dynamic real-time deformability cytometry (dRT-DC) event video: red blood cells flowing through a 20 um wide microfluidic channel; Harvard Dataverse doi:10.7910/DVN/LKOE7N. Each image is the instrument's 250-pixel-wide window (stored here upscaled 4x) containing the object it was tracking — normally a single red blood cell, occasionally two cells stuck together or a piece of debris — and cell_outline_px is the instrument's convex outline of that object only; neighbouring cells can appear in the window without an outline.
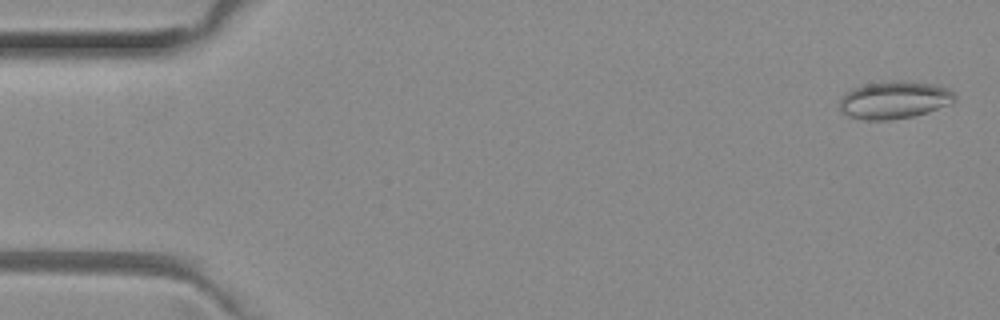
{"species": "common noctule bat (a hibernating species)", "species_latin": "Nyctalus noctula", "temperature_condition": "room temperature", "stored_images_in_passage": 52, "camera_frame_rate_fps": 3000, "um_per_image_px": 0.085, "animal": {"sex": "female", "body_mass_g": 29.2, "forearm_length_mm": 56.3}, "frame": {"image": 1, "passage_image": 2, "time_ms": 0.333, "image_size_px": [1000, 320], "cell_outline_px": [[956, 100], [952, 104], [928, 112], [912, 116], [888, 120], [864, 120], [848, 116], [840, 112], [840, 100], [844, 92], [852, 88], [868, 84], [896, 80], [932, 84], [948, 88], [956, 96]], "centroid_in_image_um": [76.0, 8.51], "position_along_channel_um": 9.0, "area_um2": 25.26}}
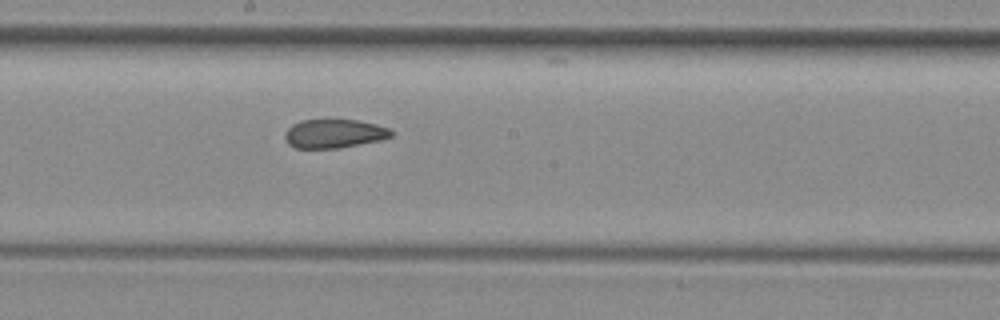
{"frame": {"image": 2, "passage_image": 28, "time_ms": 9.0, "image_size_px": [1000, 320], "cell_outline_px": [[392, 136], [380, 140], [340, 148], [296, 148], [288, 144], [284, 136], [284, 132], [292, 124], [300, 120], [328, 116], [356, 120], [376, 124], [388, 128], [392, 132]], "centroid_in_image_um": [28.34, 11.3], "position_along_channel_um": 219.9, "area_um2": 18.61}}
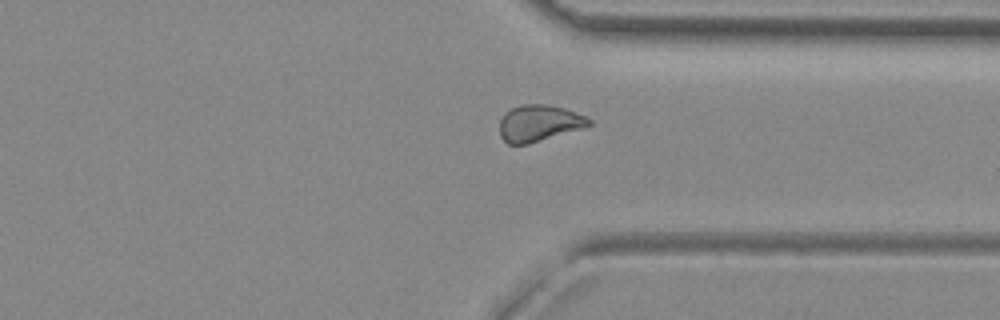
{"frame": {"image": 3, "passage_image": 39, "time_ms": 12.667, "image_size_px": [1000, 320], "cell_outline_px": [[592, 124], [584, 128], [528, 144], [508, 144], [500, 136], [500, 120], [504, 112], [520, 104], [544, 104], [564, 108], [584, 116], [592, 120]], "centroid_in_image_um": [45.8, 10.47], "position_along_channel_um": 365.6, "area_um2": 19.02}, "authors_computed_cell_mechanics": {"area_um2": 19.5364, "velocity_mm_per_s": 3.9912, "shape_relaxation_time_tau1_ms": null, "shape_relaxation_time_tau2_ms": 2.3084, "deformation_change_tau1": null, "deformation_change_tau2": 0.0874}}